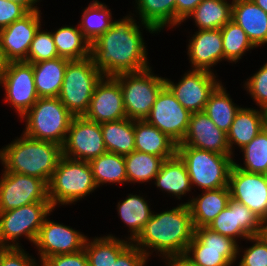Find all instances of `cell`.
<instances>
[{
	"mask_svg": "<svg viewBox=\"0 0 267 266\" xmlns=\"http://www.w3.org/2000/svg\"><path fill=\"white\" fill-rule=\"evenodd\" d=\"M139 26L132 16L112 26L91 43L90 57L103 76L138 72L149 68Z\"/></svg>",
	"mask_w": 267,
	"mask_h": 266,
	"instance_id": "cell-1",
	"label": "cell"
},
{
	"mask_svg": "<svg viewBox=\"0 0 267 266\" xmlns=\"http://www.w3.org/2000/svg\"><path fill=\"white\" fill-rule=\"evenodd\" d=\"M194 231L190 209L184 203L169 211L153 213L133 242L147 258L148 248L158 250L163 256L183 254L194 237Z\"/></svg>",
	"mask_w": 267,
	"mask_h": 266,
	"instance_id": "cell-2",
	"label": "cell"
},
{
	"mask_svg": "<svg viewBox=\"0 0 267 266\" xmlns=\"http://www.w3.org/2000/svg\"><path fill=\"white\" fill-rule=\"evenodd\" d=\"M62 156L61 145L33 139L25 134L0 151L5 171L34 176L47 183Z\"/></svg>",
	"mask_w": 267,
	"mask_h": 266,
	"instance_id": "cell-3",
	"label": "cell"
},
{
	"mask_svg": "<svg viewBox=\"0 0 267 266\" xmlns=\"http://www.w3.org/2000/svg\"><path fill=\"white\" fill-rule=\"evenodd\" d=\"M97 188L89 162L62 156L48 183V197L56 204L73 203Z\"/></svg>",
	"mask_w": 267,
	"mask_h": 266,
	"instance_id": "cell-4",
	"label": "cell"
},
{
	"mask_svg": "<svg viewBox=\"0 0 267 266\" xmlns=\"http://www.w3.org/2000/svg\"><path fill=\"white\" fill-rule=\"evenodd\" d=\"M73 117L58 97H45L38 98L21 118H26V136L62 146Z\"/></svg>",
	"mask_w": 267,
	"mask_h": 266,
	"instance_id": "cell-5",
	"label": "cell"
},
{
	"mask_svg": "<svg viewBox=\"0 0 267 266\" xmlns=\"http://www.w3.org/2000/svg\"><path fill=\"white\" fill-rule=\"evenodd\" d=\"M176 154L183 160L191 184L205 191L228 187L231 155H222L191 146H177Z\"/></svg>",
	"mask_w": 267,
	"mask_h": 266,
	"instance_id": "cell-6",
	"label": "cell"
},
{
	"mask_svg": "<svg viewBox=\"0 0 267 266\" xmlns=\"http://www.w3.org/2000/svg\"><path fill=\"white\" fill-rule=\"evenodd\" d=\"M102 76L91 57L67 63L58 98L74 117L87 113L94 88Z\"/></svg>",
	"mask_w": 267,
	"mask_h": 266,
	"instance_id": "cell-7",
	"label": "cell"
},
{
	"mask_svg": "<svg viewBox=\"0 0 267 266\" xmlns=\"http://www.w3.org/2000/svg\"><path fill=\"white\" fill-rule=\"evenodd\" d=\"M153 75L151 68H147L114 76L120 83L124 109L130 120H145L165 86V78Z\"/></svg>",
	"mask_w": 267,
	"mask_h": 266,
	"instance_id": "cell-8",
	"label": "cell"
},
{
	"mask_svg": "<svg viewBox=\"0 0 267 266\" xmlns=\"http://www.w3.org/2000/svg\"><path fill=\"white\" fill-rule=\"evenodd\" d=\"M52 209L50 202H35L0 211V247H21L14 242L22 235L35 244L43 221ZM8 241L13 243L9 245Z\"/></svg>",
	"mask_w": 267,
	"mask_h": 266,
	"instance_id": "cell-9",
	"label": "cell"
},
{
	"mask_svg": "<svg viewBox=\"0 0 267 266\" xmlns=\"http://www.w3.org/2000/svg\"><path fill=\"white\" fill-rule=\"evenodd\" d=\"M238 246L233 238L200 227L195 228L185 253L199 266H231L239 254Z\"/></svg>",
	"mask_w": 267,
	"mask_h": 266,
	"instance_id": "cell-10",
	"label": "cell"
},
{
	"mask_svg": "<svg viewBox=\"0 0 267 266\" xmlns=\"http://www.w3.org/2000/svg\"><path fill=\"white\" fill-rule=\"evenodd\" d=\"M191 114L165 85L157 95L145 120L179 144L187 133Z\"/></svg>",
	"mask_w": 267,
	"mask_h": 266,
	"instance_id": "cell-11",
	"label": "cell"
},
{
	"mask_svg": "<svg viewBox=\"0 0 267 266\" xmlns=\"http://www.w3.org/2000/svg\"><path fill=\"white\" fill-rule=\"evenodd\" d=\"M67 135L62 145V155L67 158L89 162L107 152L101 124L84 116L73 117Z\"/></svg>",
	"mask_w": 267,
	"mask_h": 266,
	"instance_id": "cell-12",
	"label": "cell"
},
{
	"mask_svg": "<svg viewBox=\"0 0 267 266\" xmlns=\"http://www.w3.org/2000/svg\"><path fill=\"white\" fill-rule=\"evenodd\" d=\"M3 172L0 179V211L35 202H50L46 181L15 172Z\"/></svg>",
	"mask_w": 267,
	"mask_h": 266,
	"instance_id": "cell-13",
	"label": "cell"
},
{
	"mask_svg": "<svg viewBox=\"0 0 267 266\" xmlns=\"http://www.w3.org/2000/svg\"><path fill=\"white\" fill-rule=\"evenodd\" d=\"M228 188L231 199L246 205L264 222L267 221V179L264 174L245 172L233 164Z\"/></svg>",
	"mask_w": 267,
	"mask_h": 266,
	"instance_id": "cell-14",
	"label": "cell"
},
{
	"mask_svg": "<svg viewBox=\"0 0 267 266\" xmlns=\"http://www.w3.org/2000/svg\"><path fill=\"white\" fill-rule=\"evenodd\" d=\"M215 77L213 72L192 69L178 84L165 79V85L185 109L191 113L202 112L210 95L221 84Z\"/></svg>",
	"mask_w": 267,
	"mask_h": 266,
	"instance_id": "cell-15",
	"label": "cell"
},
{
	"mask_svg": "<svg viewBox=\"0 0 267 266\" xmlns=\"http://www.w3.org/2000/svg\"><path fill=\"white\" fill-rule=\"evenodd\" d=\"M0 83L3 84L6 100L23 116L38 100L33 66L25 61L9 62Z\"/></svg>",
	"mask_w": 267,
	"mask_h": 266,
	"instance_id": "cell-16",
	"label": "cell"
},
{
	"mask_svg": "<svg viewBox=\"0 0 267 266\" xmlns=\"http://www.w3.org/2000/svg\"><path fill=\"white\" fill-rule=\"evenodd\" d=\"M264 221L246 205L230 199L208 228L234 240L263 234Z\"/></svg>",
	"mask_w": 267,
	"mask_h": 266,
	"instance_id": "cell-17",
	"label": "cell"
},
{
	"mask_svg": "<svg viewBox=\"0 0 267 266\" xmlns=\"http://www.w3.org/2000/svg\"><path fill=\"white\" fill-rule=\"evenodd\" d=\"M84 117L99 124L127 118L120 83L114 76L98 81Z\"/></svg>",
	"mask_w": 267,
	"mask_h": 266,
	"instance_id": "cell-18",
	"label": "cell"
},
{
	"mask_svg": "<svg viewBox=\"0 0 267 266\" xmlns=\"http://www.w3.org/2000/svg\"><path fill=\"white\" fill-rule=\"evenodd\" d=\"M40 23V11H32L0 29V44L9 62L26 61Z\"/></svg>",
	"mask_w": 267,
	"mask_h": 266,
	"instance_id": "cell-19",
	"label": "cell"
},
{
	"mask_svg": "<svg viewBox=\"0 0 267 266\" xmlns=\"http://www.w3.org/2000/svg\"><path fill=\"white\" fill-rule=\"evenodd\" d=\"M85 240L86 236L80 232L45 217L35 245L42 261L47 257L81 251Z\"/></svg>",
	"mask_w": 267,
	"mask_h": 266,
	"instance_id": "cell-20",
	"label": "cell"
},
{
	"mask_svg": "<svg viewBox=\"0 0 267 266\" xmlns=\"http://www.w3.org/2000/svg\"><path fill=\"white\" fill-rule=\"evenodd\" d=\"M177 146H191L222 155H232L227 133L219 129L204 111L191 114L187 133Z\"/></svg>",
	"mask_w": 267,
	"mask_h": 266,
	"instance_id": "cell-21",
	"label": "cell"
},
{
	"mask_svg": "<svg viewBox=\"0 0 267 266\" xmlns=\"http://www.w3.org/2000/svg\"><path fill=\"white\" fill-rule=\"evenodd\" d=\"M188 49L193 70L212 72L210 67L224 59L221 29L197 31Z\"/></svg>",
	"mask_w": 267,
	"mask_h": 266,
	"instance_id": "cell-22",
	"label": "cell"
},
{
	"mask_svg": "<svg viewBox=\"0 0 267 266\" xmlns=\"http://www.w3.org/2000/svg\"><path fill=\"white\" fill-rule=\"evenodd\" d=\"M255 47L267 43V12L251 0L232 1V17Z\"/></svg>",
	"mask_w": 267,
	"mask_h": 266,
	"instance_id": "cell-23",
	"label": "cell"
},
{
	"mask_svg": "<svg viewBox=\"0 0 267 266\" xmlns=\"http://www.w3.org/2000/svg\"><path fill=\"white\" fill-rule=\"evenodd\" d=\"M135 151L162 157L164 160L173 157L177 144L146 120H134Z\"/></svg>",
	"mask_w": 267,
	"mask_h": 266,
	"instance_id": "cell-24",
	"label": "cell"
},
{
	"mask_svg": "<svg viewBox=\"0 0 267 266\" xmlns=\"http://www.w3.org/2000/svg\"><path fill=\"white\" fill-rule=\"evenodd\" d=\"M230 197L228 187L207 190L199 198L187 202L194 228L208 227L215 217L227 207Z\"/></svg>",
	"mask_w": 267,
	"mask_h": 266,
	"instance_id": "cell-25",
	"label": "cell"
},
{
	"mask_svg": "<svg viewBox=\"0 0 267 266\" xmlns=\"http://www.w3.org/2000/svg\"><path fill=\"white\" fill-rule=\"evenodd\" d=\"M69 61L58 57L32 63L35 87L39 98L59 96Z\"/></svg>",
	"mask_w": 267,
	"mask_h": 266,
	"instance_id": "cell-26",
	"label": "cell"
},
{
	"mask_svg": "<svg viewBox=\"0 0 267 266\" xmlns=\"http://www.w3.org/2000/svg\"><path fill=\"white\" fill-rule=\"evenodd\" d=\"M264 125L263 109L256 111L251 108H239L230 130L227 133V140L231 154L233 144H237L240 148L247 145L254 137H256Z\"/></svg>",
	"mask_w": 267,
	"mask_h": 266,
	"instance_id": "cell-27",
	"label": "cell"
},
{
	"mask_svg": "<svg viewBox=\"0 0 267 266\" xmlns=\"http://www.w3.org/2000/svg\"><path fill=\"white\" fill-rule=\"evenodd\" d=\"M154 180L157 187L175 195L178 199L190 191L192 186L186 166L177 154L163 161Z\"/></svg>",
	"mask_w": 267,
	"mask_h": 266,
	"instance_id": "cell-28",
	"label": "cell"
},
{
	"mask_svg": "<svg viewBox=\"0 0 267 266\" xmlns=\"http://www.w3.org/2000/svg\"><path fill=\"white\" fill-rule=\"evenodd\" d=\"M141 22L149 32L176 25V0H136Z\"/></svg>",
	"mask_w": 267,
	"mask_h": 266,
	"instance_id": "cell-29",
	"label": "cell"
},
{
	"mask_svg": "<svg viewBox=\"0 0 267 266\" xmlns=\"http://www.w3.org/2000/svg\"><path fill=\"white\" fill-rule=\"evenodd\" d=\"M106 151L128 155L135 151L134 120L124 118L101 124Z\"/></svg>",
	"mask_w": 267,
	"mask_h": 266,
	"instance_id": "cell-30",
	"label": "cell"
},
{
	"mask_svg": "<svg viewBox=\"0 0 267 266\" xmlns=\"http://www.w3.org/2000/svg\"><path fill=\"white\" fill-rule=\"evenodd\" d=\"M58 55L68 60H82L90 57L91 43L83 32L75 27L64 26L52 33Z\"/></svg>",
	"mask_w": 267,
	"mask_h": 266,
	"instance_id": "cell-31",
	"label": "cell"
},
{
	"mask_svg": "<svg viewBox=\"0 0 267 266\" xmlns=\"http://www.w3.org/2000/svg\"><path fill=\"white\" fill-rule=\"evenodd\" d=\"M84 243L88 266H112L118 255L132 242L119 240L114 236L95 238Z\"/></svg>",
	"mask_w": 267,
	"mask_h": 266,
	"instance_id": "cell-32",
	"label": "cell"
},
{
	"mask_svg": "<svg viewBox=\"0 0 267 266\" xmlns=\"http://www.w3.org/2000/svg\"><path fill=\"white\" fill-rule=\"evenodd\" d=\"M199 30L221 29L232 17V3L226 0H203L189 15Z\"/></svg>",
	"mask_w": 267,
	"mask_h": 266,
	"instance_id": "cell-33",
	"label": "cell"
},
{
	"mask_svg": "<svg viewBox=\"0 0 267 266\" xmlns=\"http://www.w3.org/2000/svg\"><path fill=\"white\" fill-rule=\"evenodd\" d=\"M89 164L97 187L103 183L128 182L123 155L106 152L90 160Z\"/></svg>",
	"mask_w": 267,
	"mask_h": 266,
	"instance_id": "cell-34",
	"label": "cell"
},
{
	"mask_svg": "<svg viewBox=\"0 0 267 266\" xmlns=\"http://www.w3.org/2000/svg\"><path fill=\"white\" fill-rule=\"evenodd\" d=\"M239 108L232 103L229 94L226 93L225 88L220 84L210 95L204 112L219 129L228 133Z\"/></svg>",
	"mask_w": 267,
	"mask_h": 266,
	"instance_id": "cell-35",
	"label": "cell"
},
{
	"mask_svg": "<svg viewBox=\"0 0 267 266\" xmlns=\"http://www.w3.org/2000/svg\"><path fill=\"white\" fill-rule=\"evenodd\" d=\"M118 214L131 231L132 242L139 236L147 221L152 217L147 202L138 195H129L122 203H118Z\"/></svg>",
	"mask_w": 267,
	"mask_h": 266,
	"instance_id": "cell-36",
	"label": "cell"
},
{
	"mask_svg": "<svg viewBox=\"0 0 267 266\" xmlns=\"http://www.w3.org/2000/svg\"><path fill=\"white\" fill-rule=\"evenodd\" d=\"M128 182H148L155 179L164 161L162 157L133 151L124 156Z\"/></svg>",
	"mask_w": 267,
	"mask_h": 266,
	"instance_id": "cell-37",
	"label": "cell"
},
{
	"mask_svg": "<svg viewBox=\"0 0 267 266\" xmlns=\"http://www.w3.org/2000/svg\"><path fill=\"white\" fill-rule=\"evenodd\" d=\"M111 19L110 9H107L104 3L94 0L83 11L79 29L83 32L84 37L92 43L112 26Z\"/></svg>",
	"mask_w": 267,
	"mask_h": 266,
	"instance_id": "cell-38",
	"label": "cell"
},
{
	"mask_svg": "<svg viewBox=\"0 0 267 266\" xmlns=\"http://www.w3.org/2000/svg\"><path fill=\"white\" fill-rule=\"evenodd\" d=\"M221 34L224 58L231 62L238 61L246 50L255 47L245 31L233 20L221 28Z\"/></svg>",
	"mask_w": 267,
	"mask_h": 266,
	"instance_id": "cell-39",
	"label": "cell"
},
{
	"mask_svg": "<svg viewBox=\"0 0 267 266\" xmlns=\"http://www.w3.org/2000/svg\"><path fill=\"white\" fill-rule=\"evenodd\" d=\"M241 150L244 152L245 167L236 164V162L234 165L245 172L263 174L267 169V129L264 127Z\"/></svg>",
	"mask_w": 267,
	"mask_h": 266,
	"instance_id": "cell-40",
	"label": "cell"
},
{
	"mask_svg": "<svg viewBox=\"0 0 267 266\" xmlns=\"http://www.w3.org/2000/svg\"><path fill=\"white\" fill-rule=\"evenodd\" d=\"M40 28L34 35L25 61L30 64L60 57L53 41L52 32H44Z\"/></svg>",
	"mask_w": 267,
	"mask_h": 266,
	"instance_id": "cell-41",
	"label": "cell"
},
{
	"mask_svg": "<svg viewBox=\"0 0 267 266\" xmlns=\"http://www.w3.org/2000/svg\"><path fill=\"white\" fill-rule=\"evenodd\" d=\"M255 244L244 251L239 266H267V239L263 234L249 237Z\"/></svg>",
	"mask_w": 267,
	"mask_h": 266,
	"instance_id": "cell-42",
	"label": "cell"
},
{
	"mask_svg": "<svg viewBox=\"0 0 267 266\" xmlns=\"http://www.w3.org/2000/svg\"><path fill=\"white\" fill-rule=\"evenodd\" d=\"M246 88L259 104L261 109L267 107V63L259 69L249 81L245 82Z\"/></svg>",
	"mask_w": 267,
	"mask_h": 266,
	"instance_id": "cell-43",
	"label": "cell"
},
{
	"mask_svg": "<svg viewBox=\"0 0 267 266\" xmlns=\"http://www.w3.org/2000/svg\"><path fill=\"white\" fill-rule=\"evenodd\" d=\"M30 257L20 247H0V266H36Z\"/></svg>",
	"mask_w": 267,
	"mask_h": 266,
	"instance_id": "cell-44",
	"label": "cell"
},
{
	"mask_svg": "<svg viewBox=\"0 0 267 266\" xmlns=\"http://www.w3.org/2000/svg\"><path fill=\"white\" fill-rule=\"evenodd\" d=\"M41 266H88L84 249L69 254H59L47 257L41 261Z\"/></svg>",
	"mask_w": 267,
	"mask_h": 266,
	"instance_id": "cell-45",
	"label": "cell"
},
{
	"mask_svg": "<svg viewBox=\"0 0 267 266\" xmlns=\"http://www.w3.org/2000/svg\"><path fill=\"white\" fill-rule=\"evenodd\" d=\"M28 11L18 3L9 0H0V29L22 18Z\"/></svg>",
	"mask_w": 267,
	"mask_h": 266,
	"instance_id": "cell-46",
	"label": "cell"
},
{
	"mask_svg": "<svg viewBox=\"0 0 267 266\" xmlns=\"http://www.w3.org/2000/svg\"><path fill=\"white\" fill-rule=\"evenodd\" d=\"M145 253L134 243H130L117 257L112 266H144L146 264Z\"/></svg>",
	"mask_w": 267,
	"mask_h": 266,
	"instance_id": "cell-47",
	"label": "cell"
},
{
	"mask_svg": "<svg viewBox=\"0 0 267 266\" xmlns=\"http://www.w3.org/2000/svg\"><path fill=\"white\" fill-rule=\"evenodd\" d=\"M203 0H176V25L181 24Z\"/></svg>",
	"mask_w": 267,
	"mask_h": 266,
	"instance_id": "cell-48",
	"label": "cell"
},
{
	"mask_svg": "<svg viewBox=\"0 0 267 266\" xmlns=\"http://www.w3.org/2000/svg\"><path fill=\"white\" fill-rule=\"evenodd\" d=\"M169 266H199L186 253L165 256Z\"/></svg>",
	"mask_w": 267,
	"mask_h": 266,
	"instance_id": "cell-49",
	"label": "cell"
},
{
	"mask_svg": "<svg viewBox=\"0 0 267 266\" xmlns=\"http://www.w3.org/2000/svg\"><path fill=\"white\" fill-rule=\"evenodd\" d=\"M15 3L20 4L21 6H23L28 12H32V11H39L37 6H34V4L38 1V0H9Z\"/></svg>",
	"mask_w": 267,
	"mask_h": 266,
	"instance_id": "cell-50",
	"label": "cell"
},
{
	"mask_svg": "<svg viewBox=\"0 0 267 266\" xmlns=\"http://www.w3.org/2000/svg\"><path fill=\"white\" fill-rule=\"evenodd\" d=\"M8 64L9 61L7 60L0 44V79L2 78L4 72L7 70Z\"/></svg>",
	"mask_w": 267,
	"mask_h": 266,
	"instance_id": "cell-51",
	"label": "cell"
},
{
	"mask_svg": "<svg viewBox=\"0 0 267 266\" xmlns=\"http://www.w3.org/2000/svg\"><path fill=\"white\" fill-rule=\"evenodd\" d=\"M258 7H260L263 11L267 12V0H251Z\"/></svg>",
	"mask_w": 267,
	"mask_h": 266,
	"instance_id": "cell-52",
	"label": "cell"
},
{
	"mask_svg": "<svg viewBox=\"0 0 267 266\" xmlns=\"http://www.w3.org/2000/svg\"><path fill=\"white\" fill-rule=\"evenodd\" d=\"M263 113H264V125L265 128L267 129V107L263 109Z\"/></svg>",
	"mask_w": 267,
	"mask_h": 266,
	"instance_id": "cell-53",
	"label": "cell"
},
{
	"mask_svg": "<svg viewBox=\"0 0 267 266\" xmlns=\"http://www.w3.org/2000/svg\"><path fill=\"white\" fill-rule=\"evenodd\" d=\"M263 235L267 239V221L264 222Z\"/></svg>",
	"mask_w": 267,
	"mask_h": 266,
	"instance_id": "cell-54",
	"label": "cell"
},
{
	"mask_svg": "<svg viewBox=\"0 0 267 266\" xmlns=\"http://www.w3.org/2000/svg\"><path fill=\"white\" fill-rule=\"evenodd\" d=\"M263 174H264L265 178L267 179V169Z\"/></svg>",
	"mask_w": 267,
	"mask_h": 266,
	"instance_id": "cell-55",
	"label": "cell"
}]
</instances>
